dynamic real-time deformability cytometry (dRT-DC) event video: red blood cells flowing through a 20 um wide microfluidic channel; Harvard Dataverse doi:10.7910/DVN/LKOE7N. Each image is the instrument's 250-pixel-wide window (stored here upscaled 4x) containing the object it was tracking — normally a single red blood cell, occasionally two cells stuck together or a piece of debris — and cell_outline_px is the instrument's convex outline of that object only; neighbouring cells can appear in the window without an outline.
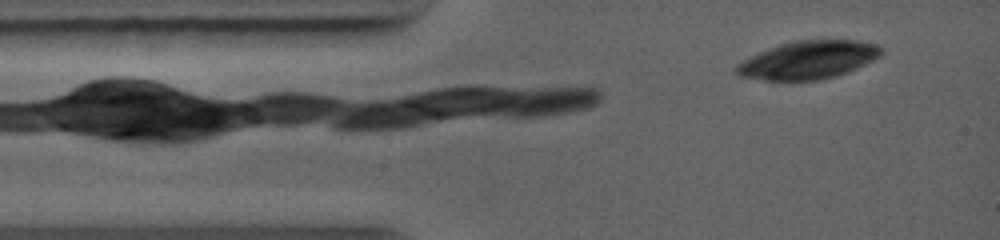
{"species": "common noctule bat (a hibernating species)", "species_latin": "Nyctalus noctula", "temperature_condition": "warm", "stored_images_in_passage": 44, "camera_frame_rate_fps": 5000, "um_per_image_px": 0.085, "animal": {"sex": "female", "body_mass_g": 19.0, "forearm_length_mm": 56.7}, "frame": {"image": 1, "passage_image": 4, "time_ms": 0.6, "image_size_px": [1000, 240], "cell_outline_px": [[884, 52], [880, 56], [848, 72], [836, 76], [820, 80], [764, 80], [740, 76], [732, 68], [736, 64], [768, 48], [780, 44], [796, 40], [860, 40], [884, 48]], "centroid_in_image_um": [68.7, 5.1], "position_along_channel_um": 16.3, "area_um2": 32.02}}
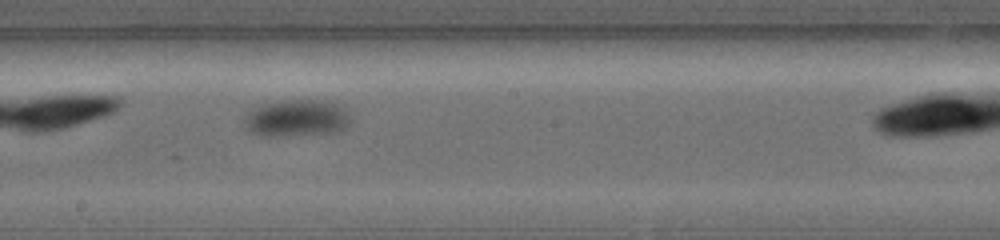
{"frame": {"image": 2, "passage_image": 24, "time_ms": 4.8, "image_size_px": [1000, 240], "cell_outline_px": [[348, 124], [340, 132], [276, 136], [264, 136], [252, 132], [244, 124], [244, 116], [252, 108], [260, 104], [284, 100], [320, 100], [336, 104], [344, 108], [348, 120]], "centroid_in_image_um": [25.16, 10.04], "position_along_channel_um": 223.0, "area_um2": 22.66}}
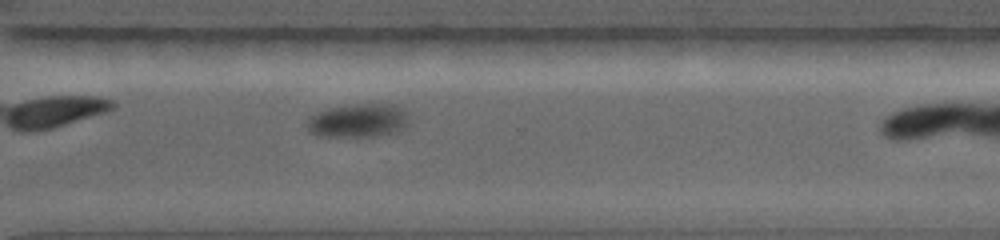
{"frame": {"image": 3, "passage_image": 34, "time_ms": 7.4, "image_size_px": [1000, 240], "cell_outline_px": [[408, 124], [400, 128], [376, 136], [316, 136], [308, 132], [304, 124], [312, 116], [328, 108], [356, 104], [392, 104], [404, 108], [408, 120]], "centroid_in_image_um": [30.38, 10.24], "position_along_channel_um": 340.2, "area_um2": 19.71}}